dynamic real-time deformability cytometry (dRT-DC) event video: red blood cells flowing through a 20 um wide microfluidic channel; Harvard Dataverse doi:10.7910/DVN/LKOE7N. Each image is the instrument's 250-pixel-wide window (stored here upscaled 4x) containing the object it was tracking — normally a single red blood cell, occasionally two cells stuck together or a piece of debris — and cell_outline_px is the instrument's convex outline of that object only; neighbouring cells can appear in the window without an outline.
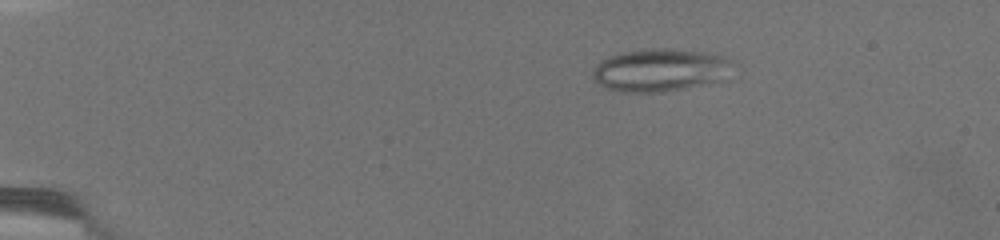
{"species": "common noctule bat (a hibernating species)", "species_latin": "Nyctalus noctula", "temperature_condition": "warm", "stored_images_in_passage": 57, "camera_frame_rate_fps": 3000, "um_per_image_px": 0.085, "animal": {"sex": "female", "body_mass_g": 19.5, "forearm_length_mm": 54.1}, "frame": {"image": 1, "passage_image": 15, "time_ms": 4.333, "image_size_px": [1000, 240], "cell_outline_px": [[732, 64], [724, 80], [684, 88], [660, 92], [628, 92], [608, 88], [600, 84], [592, 76], [592, 72], [596, 64], [600, 60], [608, 56], [624, 52], [652, 48], [672, 48], [704, 52], [724, 56], [732, 60]], "centroid_in_image_um": [56.12, 5.94], "position_along_channel_um": 28.9, "area_um2": 34.8}}
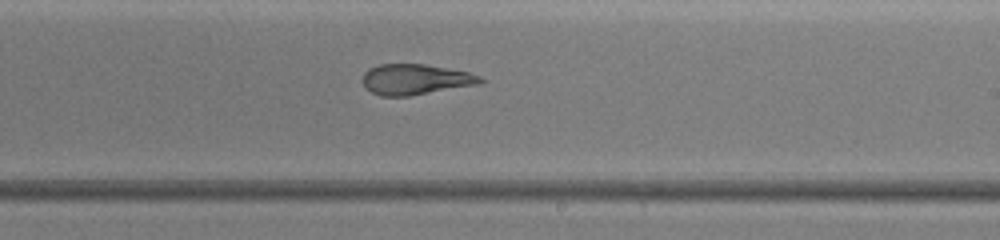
{"frame": {"image": 2, "passage_image": 44, "time_ms": 15.0, "image_size_px": [1000, 240], "cell_outline_px": [[484, 80], [480, 84], [408, 96], [380, 96], [372, 92], [364, 84], [364, 72], [368, 68], [380, 64], [424, 64], [468, 72], [480, 76]], "centroid_in_image_um": [35.32, 6.75], "position_along_channel_um": 253.7, "area_um2": 20.75}}
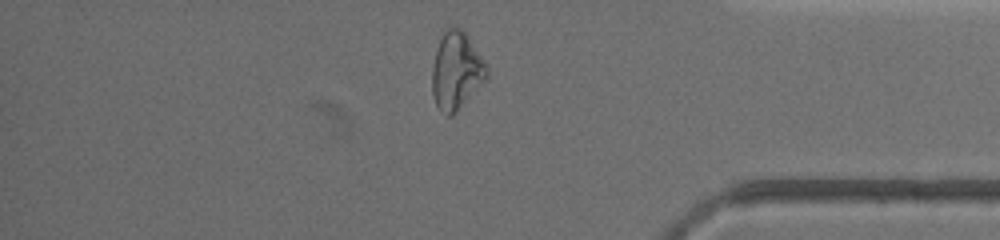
{"frame": {"image": 3, "passage_image": 52, "time_ms": 20.333, "image_size_px": [1000, 240], "cell_outline_px": [[488, 76], [456, 112], [452, 116], [448, 116], [440, 112], [432, 96], [432, 64], [436, 48], [444, 32], [448, 28], [460, 28], [468, 36], [484, 60], [488, 68]], "centroid_in_image_um": [38.77, 6.04], "position_along_channel_um": 396.4, "area_um2": 24.51}}